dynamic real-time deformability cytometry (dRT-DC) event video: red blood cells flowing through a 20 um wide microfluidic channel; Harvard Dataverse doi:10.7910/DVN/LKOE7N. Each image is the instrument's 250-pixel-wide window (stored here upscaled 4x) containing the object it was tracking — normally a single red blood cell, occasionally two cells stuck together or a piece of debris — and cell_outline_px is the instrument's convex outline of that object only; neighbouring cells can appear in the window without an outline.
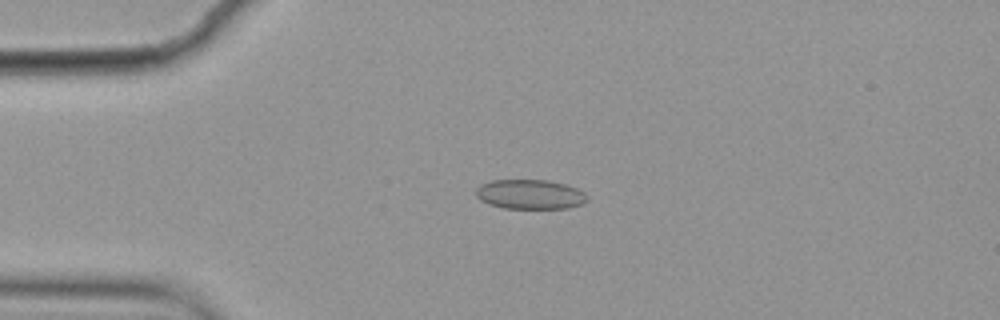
{"species": "common noctule bat (a hibernating species)", "species_latin": "Nyctalus noctula", "temperature_condition": "cold", "stored_images_in_passage": 56, "camera_frame_rate_fps": 3000, "um_per_image_px": 0.085, "animal": {"sex": "female", "body_mass_g": 19.9}, "frame": {"image": 1, "passage_image": 13, "time_ms": 4.0, "image_size_px": [1000, 320], "cell_outline_px": [[588, 200], [580, 204], [568, 208], [504, 208], [488, 204], [480, 200], [476, 196], [476, 188], [480, 184], [492, 180], [548, 180], [564, 184], [576, 188], [584, 192]], "centroid_in_image_um": [45.02, 16.51], "position_along_channel_um": 40.0, "area_um2": 19.13}}
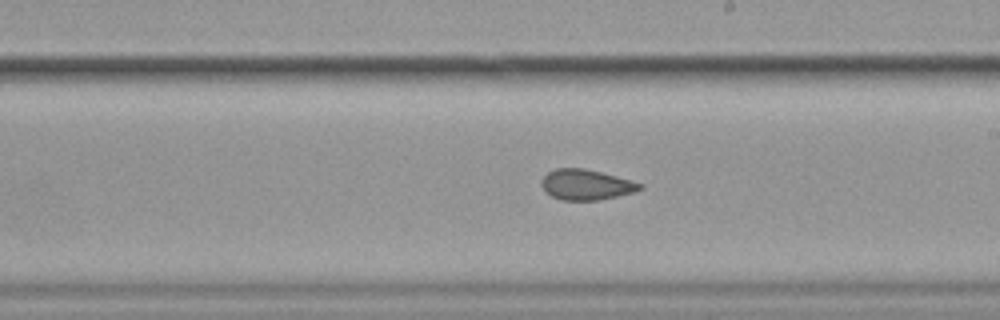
{"frame": {"image": 2, "passage_image": 32, "time_ms": 10.333, "image_size_px": [1000, 320], "cell_outline_px": [[644, 188], [632, 192], [616, 196], [596, 200], [560, 200], [544, 192], [540, 184], [540, 180], [548, 172], [556, 168], [584, 168], [616, 176], [640, 184]], "centroid_in_image_um": [49.73, 15.69], "position_along_channel_um": 239.3, "area_um2": 17.28}}
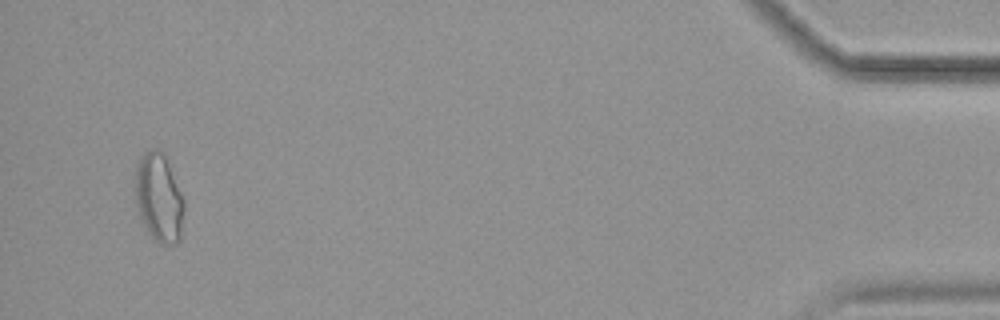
{"frame": {"image": 3, "passage_image": 54, "time_ms": 17.667, "image_size_px": [1000, 320], "cell_outline_px": [[184, 212], [180, 240], [176, 244], [160, 244], [148, 232], [140, 220], [132, 188], [136, 168], [144, 152], [152, 148], [160, 148], [168, 156], [184, 200]], "centroid_in_image_um": [13.5, 16.76], "position_along_channel_um": 421.7, "area_um2": 26.24}, "authors_computed_cell_mechanics": {"area_um2": 18.8139, "velocity_mm_per_s": 3.5548, "shape_relaxation_time_tau1_ms": null, "shape_relaxation_time_tau2_ms": 1.4933, "deformation_change_tau1": null, "deformation_change_tau2": 0.0771}}